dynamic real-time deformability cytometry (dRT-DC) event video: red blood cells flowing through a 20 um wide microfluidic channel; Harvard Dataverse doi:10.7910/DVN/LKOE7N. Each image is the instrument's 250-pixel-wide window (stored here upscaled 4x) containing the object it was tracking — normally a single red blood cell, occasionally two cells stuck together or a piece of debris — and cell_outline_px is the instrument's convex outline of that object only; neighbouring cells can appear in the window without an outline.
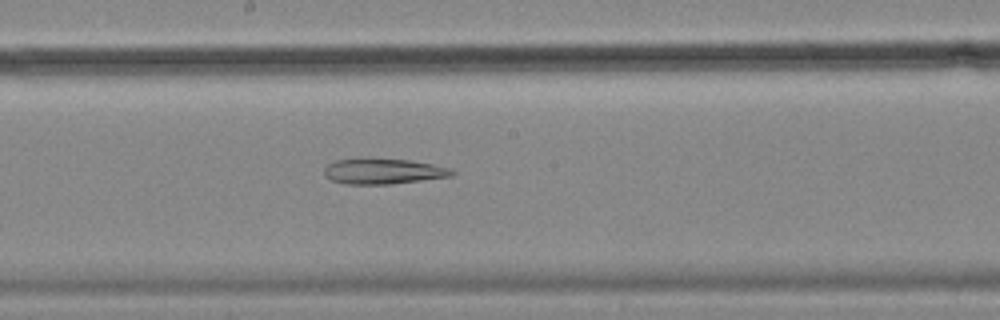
{"species": "common noctule bat (a hibernating species)", "species_latin": "Nyctalus noctula", "temperature_condition": "cold", "stored_images_in_passage": 56, "camera_frame_rate_fps": 3000, "um_per_image_px": 0.085, "animal": {"sex": "female", "body_mass_g": 18.4}, "frame": {"image": 1, "passage_image": 30, "time_ms": 9.667, "image_size_px": [1000, 320], "cell_outline_px": [[456, 172], [452, 176], [388, 184], [344, 184], [332, 180], [324, 176], [324, 168], [328, 164], [336, 160], [360, 156], [368, 156], [408, 160], [432, 164], [452, 168]], "centroid_in_image_um": [32.52, 14.52], "position_along_channel_um": 215.7, "area_um2": 19.59}}
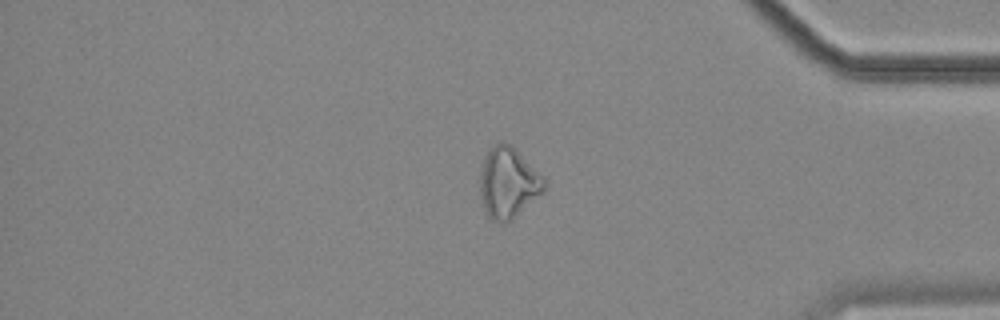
{"frame": {"image": 2, "passage_image": 47, "time_ms": 15.333, "image_size_px": [1000, 320], "cell_outline_px": [[544, 192], [512, 220], [492, 220], [484, 212], [480, 196], [480, 168], [488, 152], [500, 140], [516, 148], [544, 180]], "centroid_in_image_um": [43.17, 15.54], "position_along_channel_um": 392.0, "area_um2": 26.07}}